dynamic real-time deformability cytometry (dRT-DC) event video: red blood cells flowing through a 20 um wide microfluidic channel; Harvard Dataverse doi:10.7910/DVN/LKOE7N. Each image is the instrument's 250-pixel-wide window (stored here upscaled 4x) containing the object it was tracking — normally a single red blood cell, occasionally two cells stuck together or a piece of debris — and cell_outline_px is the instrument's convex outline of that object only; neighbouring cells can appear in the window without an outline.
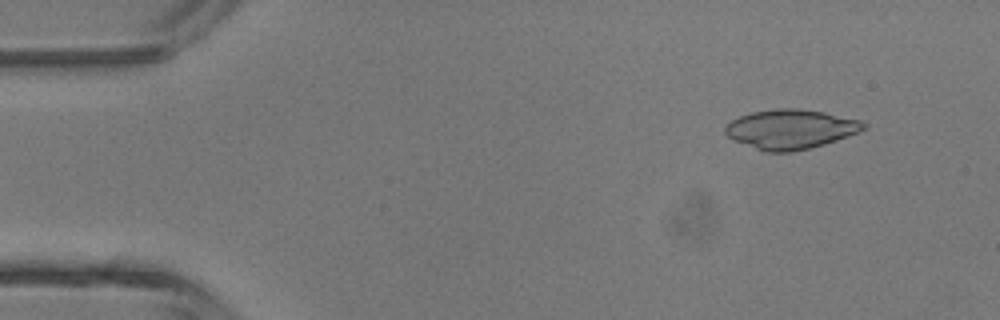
{"species": "common noctule bat (a hibernating species)", "species_latin": "Nyctalus noctula", "temperature_condition": "room temperature", "stored_images_in_passage": 5, "camera_frame_rate_fps": 3000, "um_per_image_px": 0.085, "animal": {"sex": "male", "body_mass_g": 13.3}, "frame": {"image": 1, "passage_image": 2, "time_ms": 0.333, "image_size_px": [1000, 320], "cell_outline_px": [[868, 124], [864, 128], [856, 132], [836, 140], [824, 144], [792, 152], [764, 152], [732, 140], [724, 132], [724, 128], [732, 120], [740, 116], [752, 112], [776, 108], [800, 108], [824, 112], [860, 120]], "centroid_in_image_um": [67.16, 10.98], "position_along_channel_um": 17.8, "area_um2": 31.73}}